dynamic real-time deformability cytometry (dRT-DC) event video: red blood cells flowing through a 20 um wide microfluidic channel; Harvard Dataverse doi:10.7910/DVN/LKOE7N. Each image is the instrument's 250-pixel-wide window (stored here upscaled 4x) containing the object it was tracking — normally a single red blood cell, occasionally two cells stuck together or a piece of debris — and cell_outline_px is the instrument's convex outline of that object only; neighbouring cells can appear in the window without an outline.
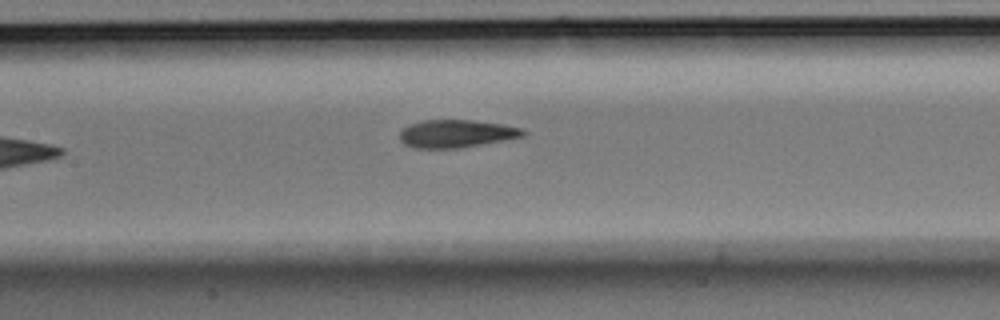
{"species": "Egyptian fruit bat (a non-hibernating species)", "species_latin": "Rousettus aegyptiacus", "temperature_condition": "room temperature", "stored_images_in_passage": 8, "camera_frame_rate_fps": 3000, "um_per_image_px": 0.085, "animal": {"sex": "male"}, "frame": {"image": 1, "passage_image": 8, "time_ms": 2.333, "image_size_px": [1000, 320], "cell_outline_px": [[528, 132], [524, 136], [460, 148], [412, 148], [404, 144], [400, 140], [400, 128], [408, 124], [420, 120], [472, 120], [504, 124], [524, 128]], "centroid_in_image_um": [38.77, 11.35], "position_along_channel_um": 168.6, "area_um2": 20.29}}